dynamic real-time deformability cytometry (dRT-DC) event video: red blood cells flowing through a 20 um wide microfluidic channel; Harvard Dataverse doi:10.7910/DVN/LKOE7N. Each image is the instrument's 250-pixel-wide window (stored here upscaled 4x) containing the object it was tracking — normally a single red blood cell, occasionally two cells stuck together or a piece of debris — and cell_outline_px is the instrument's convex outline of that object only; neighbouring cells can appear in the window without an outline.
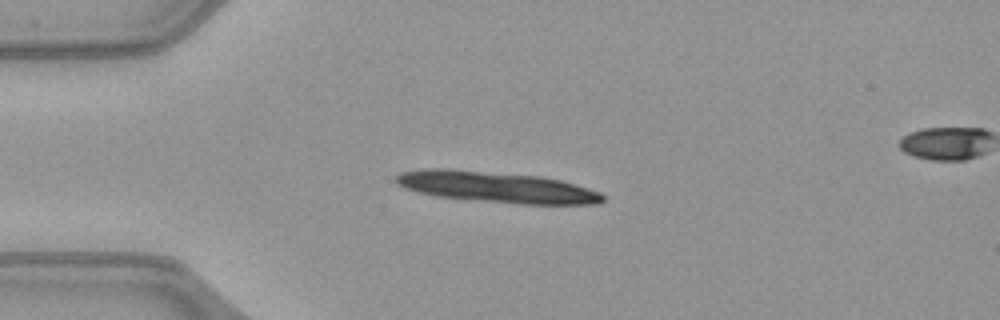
{"species": "common noctule bat (a hibernating species)", "species_latin": "Nyctalus noctula", "temperature_condition": "warm", "stored_images_in_passage": 23, "camera_frame_rate_fps": 3000, "um_per_image_px": 0.085, "animal": {"sex": "female", "body_mass_g": 21.9}, "frame": {"image": 1, "passage_image": 1, "time_ms": 0.0, "image_size_px": [1000, 320], "cell_outline_px": [[604, 200], [596, 204], [520, 204], [476, 200], [436, 196], [416, 192], [404, 188], [396, 184], [396, 176], [400, 172], [424, 168], [448, 168], [540, 176], [560, 180], [588, 188], [600, 192], [604, 196]], "centroid_in_image_um": [42.15, 15.89], "position_along_channel_um": 42.8, "area_um2": 37.4}}
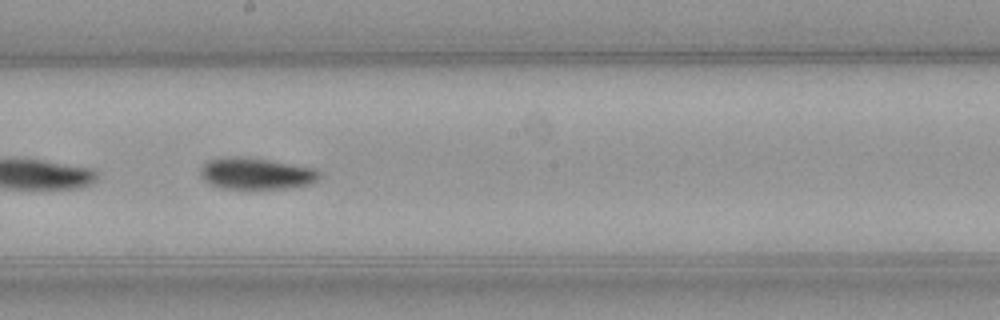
{"frame": {"image": 2, "passage_image": 17, "time_ms": 5.333, "image_size_px": [1000, 320], "cell_outline_px": [[320, 176], [312, 184], [288, 188], [220, 188], [204, 180], [200, 176], [200, 168], [208, 160], [236, 156], [268, 160], [316, 168], [320, 172]], "centroid_in_image_um": [21.79, 14.75], "position_along_channel_um": 226.4, "area_um2": 21.68}}
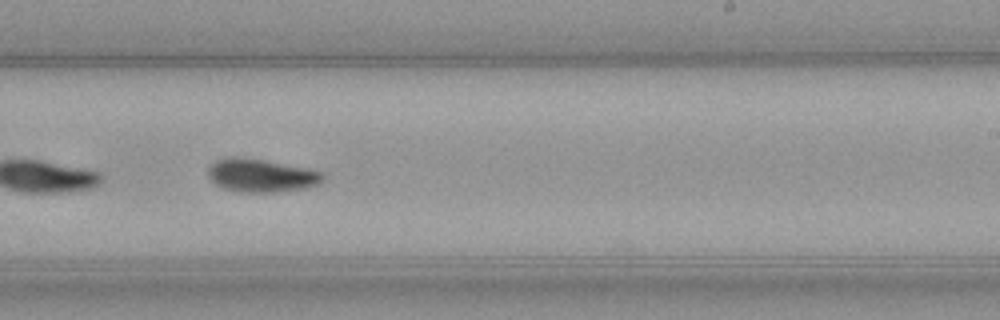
{"frame": {"image": 3, "passage_image": 20, "time_ms": 6.333, "image_size_px": [1000, 320], "cell_outline_px": [[324, 176], [316, 184], [308, 188], [276, 192], [240, 192], [224, 188], [216, 184], [208, 176], [208, 168], [216, 160], [228, 156], [236, 156], [264, 160], [308, 168], [324, 172]], "centroid_in_image_um": [22.19, 14.91], "position_along_channel_um": 266.8, "area_um2": 22.2}}